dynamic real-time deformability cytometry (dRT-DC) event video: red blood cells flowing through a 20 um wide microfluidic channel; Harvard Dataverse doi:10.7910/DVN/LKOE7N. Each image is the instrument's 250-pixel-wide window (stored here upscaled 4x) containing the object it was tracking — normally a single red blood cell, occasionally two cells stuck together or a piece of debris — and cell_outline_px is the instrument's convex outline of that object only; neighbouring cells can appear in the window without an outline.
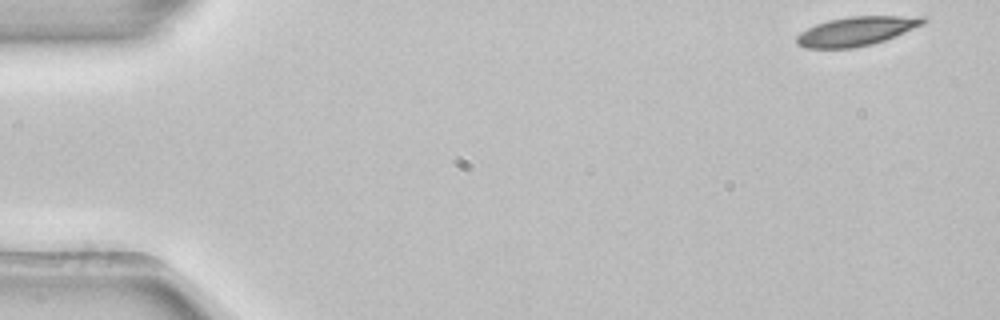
{"species": "common noctule bat (a hibernating species)", "species_latin": "Nyctalus noctula", "temperature_condition": "room temperature", "stored_images_in_passage": 5, "camera_frame_rate_fps": 3000, "um_per_image_px": 0.085, "animal": {"sex": "female", "body_mass_g": 22.7, "forearm_length_mm": 54.2}, "frame": {"image": 1, "passage_image": 1, "time_ms": 0.0, "image_size_px": [1000, 320], "cell_outline_px": [[928, 20], [924, 24], [896, 36], [872, 44], [852, 48], [804, 48], [796, 44], [796, 36], [800, 32], [816, 24], [828, 20], [848, 16], [924, 16]], "centroid_in_image_um": [72.79, 2.64], "position_along_channel_um": 12.2, "area_um2": 21.56}}
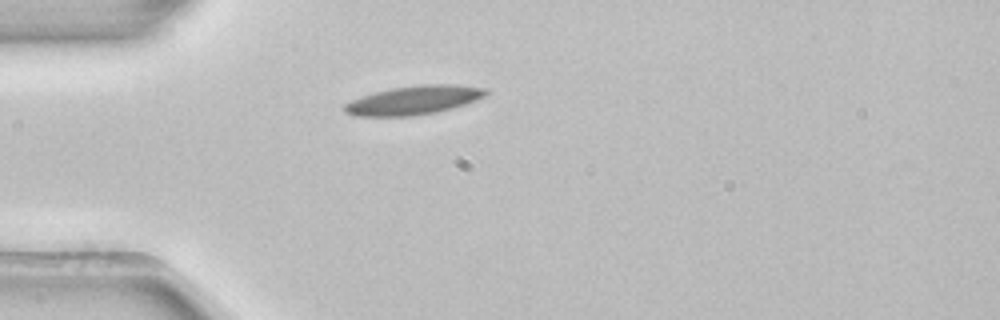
{"frame": {"image": 2, "passage_image": 4, "time_ms": 1.0, "image_size_px": [1000, 320], "cell_outline_px": [[492, 92], [476, 100], [452, 108], [436, 112], [412, 116], [352, 116], [344, 112], [344, 104], [360, 96], [392, 88], [420, 84], [456, 84], [488, 88]], "centroid_in_image_um": [35.2, 8.5], "position_along_channel_um": 49.8, "area_um2": 23.93}}